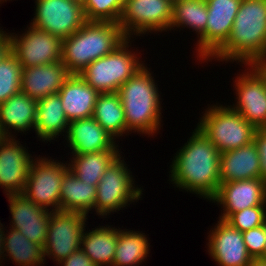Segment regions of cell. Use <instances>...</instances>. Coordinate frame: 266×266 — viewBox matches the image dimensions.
Returning <instances> with one entry per match:
<instances>
[{
    "instance_id": "obj_1",
    "label": "cell",
    "mask_w": 266,
    "mask_h": 266,
    "mask_svg": "<svg viewBox=\"0 0 266 266\" xmlns=\"http://www.w3.org/2000/svg\"><path fill=\"white\" fill-rule=\"evenodd\" d=\"M192 131L190 138L172 159L169 181L174 188L196 194L210 202L221 183V153L197 126Z\"/></svg>"
},
{
    "instance_id": "obj_2",
    "label": "cell",
    "mask_w": 266,
    "mask_h": 266,
    "mask_svg": "<svg viewBox=\"0 0 266 266\" xmlns=\"http://www.w3.org/2000/svg\"><path fill=\"white\" fill-rule=\"evenodd\" d=\"M266 54V0H242L227 42L208 62L252 65ZM243 64V65H242Z\"/></svg>"
},
{
    "instance_id": "obj_3",
    "label": "cell",
    "mask_w": 266,
    "mask_h": 266,
    "mask_svg": "<svg viewBox=\"0 0 266 266\" xmlns=\"http://www.w3.org/2000/svg\"><path fill=\"white\" fill-rule=\"evenodd\" d=\"M150 71L145 64L117 92L124 109L128 135L137 132L153 138L163 126L162 93Z\"/></svg>"
},
{
    "instance_id": "obj_4",
    "label": "cell",
    "mask_w": 266,
    "mask_h": 266,
    "mask_svg": "<svg viewBox=\"0 0 266 266\" xmlns=\"http://www.w3.org/2000/svg\"><path fill=\"white\" fill-rule=\"evenodd\" d=\"M126 39L118 23L86 21L75 33L63 39L61 62L70 74H79Z\"/></svg>"
},
{
    "instance_id": "obj_5",
    "label": "cell",
    "mask_w": 266,
    "mask_h": 266,
    "mask_svg": "<svg viewBox=\"0 0 266 266\" xmlns=\"http://www.w3.org/2000/svg\"><path fill=\"white\" fill-rule=\"evenodd\" d=\"M134 40L127 38L113 52L89 64L79 75L99 93H117L119 88L145 65V60H141L140 51L133 50L131 44Z\"/></svg>"
},
{
    "instance_id": "obj_6",
    "label": "cell",
    "mask_w": 266,
    "mask_h": 266,
    "mask_svg": "<svg viewBox=\"0 0 266 266\" xmlns=\"http://www.w3.org/2000/svg\"><path fill=\"white\" fill-rule=\"evenodd\" d=\"M197 127L222 153L253 142L256 128L229 105H207Z\"/></svg>"
},
{
    "instance_id": "obj_7",
    "label": "cell",
    "mask_w": 266,
    "mask_h": 266,
    "mask_svg": "<svg viewBox=\"0 0 266 266\" xmlns=\"http://www.w3.org/2000/svg\"><path fill=\"white\" fill-rule=\"evenodd\" d=\"M128 166L123 155H120L105 170L97 184L94 209L101 218H108L111 213H118L141 200L144 189L134 184L135 179Z\"/></svg>"
},
{
    "instance_id": "obj_8",
    "label": "cell",
    "mask_w": 266,
    "mask_h": 266,
    "mask_svg": "<svg viewBox=\"0 0 266 266\" xmlns=\"http://www.w3.org/2000/svg\"><path fill=\"white\" fill-rule=\"evenodd\" d=\"M36 157L31 162L22 194L42 208L60 211V188L64 174L69 170V161L63 163L52 157Z\"/></svg>"
},
{
    "instance_id": "obj_9",
    "label": "cell",
    "mask_w": 266,
    "mask_h": 266,
    "mask_svg": "<svg viewBox=\"0 0 266 266\" xmlns=\"http://www.w3.org/2000/svg\"><path fill=\"white\" fill-rule=\"evenodd\" d=\"M171 19L170 0H125L118 24L123 34L132 39L169 31Z\"/></svg>"
},
{
    "instance_id": "obj_10",
    "label": "cell",
    "mask_w": 266,
    "mask_h": 266,
    "mask_svg": "<svg viewBox=\"0 0 266 266\" xmlns=\"http://www.w3.org/2000/svg\"><path fill=\"white\" fill-rule=\"evenodd\" d=\"M88 220L82 212L52 211L44 244V259L58 264L73 252L81 249L82 234Z\"/></svg>"
},
{
    "instance_id": "obj_11",
    "label": "cell",
    "mask_w": 266,
    "mask_h": 266,
    "mask_svg": "<svg viewBox=\"0 0 266 266\" xmlns=\"http://www.w3.org/2000/svg\"><path fill=\"white\" fill-rule=\"evenodd\" d=\"M205 1L208 10L206 30L195 43V57L201 63L207 62L227 42L242 0Z\"/></svg>"
},
{
    "instance_id": "obj_12",
    "label": "cell",
    "mask_w": 266,
    "mask_h": 266,
    "mask_svg": "<svg viewBox=\"0 0 266 266\" xmlns=\"http://www.w3.org/2000/svg\"><path fill=\"white\" fill-rule=\"evenodd\" d=\"M27 28L22 34L10 33L11 52L23 69L61 61V38L31 24Z\"/></svg>"
},
{
    "instance_id": "obj_13",
    "label": "cell",
    "mask_w": 266,
    "mask_h": 266,
    "mask_svg": "<svg viewBox=\"0 0 266 266\" xmlns=\"http://www.w3.org/2000/svg\"><path fill=\"white\" fill-rule=\"evenodd\" d=\"M35 12L29 24L62 40L86 22L83 6L72 0H35Z\"/></svg>"
},
{
    "instance_id": "obj_14",
    "label": "cell",
    "mask_w": 266,
    "mask_h": 266,
    "mask_svg": "<svg viewBox=\"0 0 266 266\" xmlns=\"http://www.w3.org/2000/svg\"><path fill=\"white\" fill-rule=\"evenodd\" d=\"M235 78L233 88L236 100L233 105L229 106L256 129H264L266 127V82L264 78L252 65H246L244 72H239Z\"/></svg>"
},
{
    "instance_id": "obj_15",
    "label": "cell",
    "mask_w": 266,
    "mask_h": 266,
    "mask_svg": "<svg viewBox=\"0 0 266 266\" xmlns=\"http://www.w3.org/2000/svg\"><path fill=\"white\" fill-rule=\"evenodd\" d=\"M29 152L16 137L0 140V187L5 195L23 192L34 157Z\"/></svg>"
},
{
    "instance_id": "obj_16",
    "label": "cell",
    "mask_w": 266,
    "mask_h": 266,
    "mask_svg": "<svg viewBox=\"0 0 266 266\" xmlns=\"http://www.w3.org/2000/svg\"><path fill=\"white\" fill-rule=\"evenodd\" d=\"M207 237V252L218 266H249V255L242 232L225 220L218 219Z\"/></svg>"
},
{
    "instance_id": "obj_17",
    "label": "cell",
    "mask_w": 266,
    "mask_h": 266,
    "mask_svg": "<svg viewBox=\"0 0 266 266\" xmlns=\"http://www.w3.org/2000/svg\"><path fill=\"white\" fill-rule=\"evenodd\" d=\"M211 201L222 208L218 218L226 220L232 213L266 205V181L255 178L220 183L218 192Z\"/></svg>"
},
{
    "instance_id": "obj_18",
    "label": "cell",
    "mask_w": 266,
    "mask_h": 266,
    "mask_svg": "<svg viewBox=\"0 0 266 266\" xmlns=\"http://www.w3.org/2000/svg\"><path fill=\"white\" fill-rule=\"evenodd\" d=\"M11 213L10 227L17 229L31 242L44 247L47 240L51 211L21 194L7 195Z\"/></svg>"
},
{
    "instance_id": "obj_19",
    "label": "cell",
    "mask_w": 266,
    "mask_h": 266,
    "mask_svg": "<svg viewBox=\"0 0 266 266\" xmlns=\"http://www.w3.org/2000/svg\"><path fill=\"white\" fill-rule=\"evenodd\" d=\"M65 140L66 146L71 149V154L119 149L116 139L105 131L93 117L71 121Z\"/></svg>"
},
{
    "instance_id": "obj_20",
    "label": "cell",
    "mask_w": 266,
    "mask_h": 266,
    "mask_svg": "<svg viewBox=\"0 0 266 266\" xmlns=\"http://www.w3.org/2000/svg\"><path fill=\"white\" fill-rule=\"evenodd\" d=\"M71 74L61 62L24 68L21 77V92L35 100L57 94Z\"/></svg>"
},
{
    "instance_id": "obj_21",
    "label": "cell",
    "mask_w": 266,
    "mask_h": 266,
    "mask_svg": "<svg viewBox=\"0 0 266 266\" xmlns=\"http://www.w3.org/2000/svg\"><path fill=\"white\" fill-rule=\"evenodd\" d=\"M37 100L19 92L0 104V131L4 137H16L15 133L34 130ZM13 130V131H12ZM13 133V134H12Z\"/></svg>"
},
{
    "instance_id": "obj_22",
    "label": "cell",
    "mask_w": 266,
    "mask_h": 266,
    "mask_svg": "<svg viewBox=\"0 0 266 266\" xmlns=\"http://www.w3.org/2000/svg\"><path fill=\"white\" fill-rule=\"evenodd\" d=\"M99 94L79 74H71L58 92L69 122L92 117Z\"/></svg>"
},
{
    "instance_id": "obj_23",
    "label": "cell",
    "mask_w": 266,
    "mask_h": 266,
    "mask_svg": "<svg viewBox=\"0 0 266 266\" xmlns=\"http://www.w3.org/2000/svg\"><path fill=\"white\" fill-rule=\"evenodd\" d=\"M219 168L221 183L261 178L260 158L254 142L222 152Z\"/></svg>"
},
{
    "instance_id": "obj_24",
    "label": "cell",
    "mask_w": 266,
    "mask_h": 266,
    "mask_svg": "<svg viewBox=\"0 0 266 266\" xmlns=\"http://www.w3.org/2000/svg\"><path fill=\"white\" fill-rule=\"evenodd\" d=\"M69 123L58 93L37 101L34 131L42 142L51 143L53 142L51 140H55L60 135L66 137Z\"/></svg>"
},
{
    "instance_id": "obj_25",
    "label": "cell",
    "mask_w": 266,
    "mask_h": 266,
    "mask_svg": "<svg viewBox=\"0 0 266 266\" xmlns=\"http://www.w3.org/2000/svg\"><path fill=\"white\" fill-rule=\"evenodd\" d=\"M118 240V229L113 225L97 226L83 231L81 250L97 265L111 266Z\"/></svg>"
},
{
    "instance_id": "obj_26",
    "label": "cell",
    "mask_w": 266,
    "mask_h": 266,
    "mask_svg": "<svg viewBox=\"0 0 266 266\" xmlns=\"http://www.w3.org/2000/svg\"><path fill=\"white\" fill-rule=\"evenodd\" d=\"M96 185L81 181L70 170L63 177L60 188V211L82 212L89 216L94 211Z\"/></svg>"
},
{
    "instance_id": "obj_27",
    "label": "cell",
    "mask_w": 266,
    "mask_h": 266,
    "mask_svg": "<svg viewBox=\"0 0 266 266\" xmlns=\"http://www.w3.org/2000/svg\"><path fill=\"white\" fill-rule=\"evenodd\" d=\"M120 149H110L98 153L72 154L69 170L81 181L97 186L105 170L120 156Z\"/></svg>"
},
{
    "instance_id": "obj_28",
    "label": "cell",
    "mask_w": 266,
    "mask_h": 266,
    "mask_svg": "<svg viewBox=\"0 0 266 266\" xmlns=\"http://www.w3.org/2000/svg\"><path fill=\"white\" fill-rule=\"evenodd\" d=\"M3 235L4 260L9 259L18 266H44V249L31 242L17 229L9 227ZM10 230V231H9Z\"/></svg>"
},
{
    "instance_id": "obj_29",
    "label": "cell",
    "mask_w": 266,
    "mask_h": 266,
    "mask_svg": "<svg viewBox=\"0 0 266 266\" xmlns=\"http://www.w3.org/2000/svg\"><path fill=\"white\" fill-rule=\"evenodd\" d=\"M142 231L118 227V240L111 266H139L150 254V242Z\"/></svg>"
},
{
    "instance_id": "obj_30",
    "label": "cell",
    "mask_w": 266,
    "mask_h": 266,
    "mask_svg": "<svg viewBox=\"0 0 266 266\" xmlns=\"http://www.w3.org/2000/svg\"><path fill=\"white\" fill-rule=\"evenodd\" d=\"M92 117L115 139L127 135L124 109L118 93H100Z\"/></svg>"
},
{
    "instance_id": "obj_31",
    "label": "cell",
    "mask_w": 266,
    "mask_h": 266,
    "mask_svg": "<svg viewBox=\"0 0 266 266\" xmlns=\"http://www.w3.org/2000/svg\"><path fill=\"white\" fill-rule=\"evenodd\" d=\"M208 19L205 0H176L172 2V19L169 31L188 28L195 31L197 41L204 35ZM183 28V29H181Z\"/></svg>"
},
{
    "instance_id": "obj_32",
    "label": "cell",
    "mask_w": 266,
    "mask_h": 266,
    "mask_svg": "<svg viewBox=\"0 0 266 266\" xmlns=\"http://www.w3.org/2000/svg\"><path fill=\"white\" fill-rule=\"evenodd\" d=\"M22 66L11 52L0 61V104L21 92Z\"/></svg>"
},
{
    "instance_id": "obj_33",
    "label": "cell",
    "mask_w": 266,
    "mask_h": 266,
    "mask_svg": "<svg viewBox=\"0 0 266 266\" xmlns=\"http://www.w3.org/2000/svg\"><path fill=\"white\" fill-rule=\"evenodd\" d=\"M125 0H86L83 12L86 21L118 23Z\"/></svg>"
},
{
    "instance_id": "obj_34",
    "label": "cell",
    "mask_w": 266,
    "mask_h": 266,
    "mask_svg": "<svg viewBox=\"0 0 266 266\" xmlns=\"http://www.w3.org/2000/svg\"><path fill=\"white\" fill-rule=\"evenodd\" d=\"M265 218L266 205H259L232 213L225 221L243 233L263 225Z\"/></svg>"
},
{
    "instance_id": "obj_35",
    "label": "cell",
    "mask_w": 266,
    "mask_h": 266,
    "mask_svg": "<svg viewBox=\"0 0 266 266\" xmlns=\"http://www.w3.org/2000/svg\"><path fill=\"white\" fill-rule=\"evenodd\" d=\"M247 251L252 259H265V231L264 226L250 229L242 233Z\"/></svg>"
},
{
    "instance_id": "obj_36",
    "label": "cell",
    "mask_w": 266,
    "mask_h": 266,
    "mask_svg": "<svg viewBox=\"0 0 266 266\" xmlns=\"http://www.w3.org/2000/svg\"><path fill=\"white\" fill-rule=\"evenodd\" d=\"M253 142L259 153L261 179L266 181V130L256 129Z\"/></svg>"
},
{
    "instance_id": "obj_37",
    "label": "cell",
    "mask_w": 266,
    "mask_h": 266,
    "mask_svg": "<svg viewBox=\"0 0 266 266\" xmlns=\"http://www.w3.org/2000/svg\"><path fill=\"white\" fill-rule=\"evenodd\" d=\"M60 266H97L81 249L58 263Z\"/></svg>"
},
{
    "instance_id": "obj_38",
    "label": "cell",
    "mask_w": 266,
    "mask_h": 266,
    "mask_svg": "<svg viewBox=\"0 0 266 266\" xmlns=\"http://www.w3.org/2000/svg\"><path fill=\"white\" fill-rule=\"evenodd\" d=\"M11 53V35L10 32L0 29V61Z\"/></svg>"
},
{
    "instance_id": "obj_39",
    "label": "cell",
    "mask_w": 266,
    "mask_h": 266,
    "mask_svg": "<svg viewBox=\"0 0 266 266\" xmlns=\"http://www.w3.org/2000/svg\"><path fill=\"white\" fill-rule=\"evenodd\" d=\"M252 66L259 72L266 82V54L256 60Z\"/></svg>"
},
{
    "instance_id": "obj_40",
    "label": "cell",
    "mask_w": 266,
    "mask_h": 266,
    "mask_svg": "<svg viewBox=\"0 0 266 266\" xmlns=\"http://www.w3.org/2000/svg\"><path fill=\"white\" fill-rule=\"evenodd\" d=\"M5 225H3L0 221V265L1 263L3 262V259H4V247H3V235H4V232H5V228L4 227Z\"/></svg>"
},
{
    "instance_id": "obj_41",
    "label": "cell",
    "mask_w": 266,
    "mask_h": 266,
    "mask_svg": "<svg viewBox=\"0 0 266 266\" xmlns=\"http://www.w3.org/2000/svg\"><path fill=\"white\" fill-rule=\"evenodd\" d=\"M249 266H266V259H253Z\"/></svg>"
},
{
    "instance_id": "obj_42",
    "label": "cell",
    "mask_w": 266,
    "mask_h": 266,
    "mask_svg": "<svg viewBox=\"0 0 266 266\" xmlns=\"http://www.w3.org/2000/svg\"><path fill=\"white\" fill-rule=\"evenodd\" d=\"M263 226H264L265 240H266V218H265V220H264V224H263ZM265 259H266V241H265Z\"/></svg>"
},
{
    "instance_id": "obj_43",
    "label": "cell",
    "mask_w": 266,
    "mask_h": 266,
    "mask_svg": "<svg viewBox=\"0 0 266 266\" xmlns=\"http://www.w3.org/2000/svg\"><path fill=\"white\" fill-rule=\"evenodd\" d=\"M72 1H75V2L80 3L81 5H83L86 0H72Z\"/></svg>"
},
{
    "instance_id": "obj_44",
    "label": "cell",
    "mask_w": 266,
    "mask_h": 266,
    "mask_svg": "<svg viewBox=\"0 0 266 266\" xmlns=\"http://www.w3.org/2000/svg\"><path fill=\"white\" fill-rule=\"evenodd\" d=\"M7 1H10V0H0V4H2L3 2H7Z\"/></svg>"
},
{
    "instance_id": "obj_45",
    "label": "cell",
    "mask_w": 266,
    "mask_h": 266,
    "mask_svg": "<svg viewBox=\"0 0 266 266\" xmlns=\"http://www.w3.org/2000/svg\"><path fill=\"white\" fill-rule=\"evenodd\" d=\"M4 137V135L0 131V140Z\"/></svg>"
}]
</instances>
